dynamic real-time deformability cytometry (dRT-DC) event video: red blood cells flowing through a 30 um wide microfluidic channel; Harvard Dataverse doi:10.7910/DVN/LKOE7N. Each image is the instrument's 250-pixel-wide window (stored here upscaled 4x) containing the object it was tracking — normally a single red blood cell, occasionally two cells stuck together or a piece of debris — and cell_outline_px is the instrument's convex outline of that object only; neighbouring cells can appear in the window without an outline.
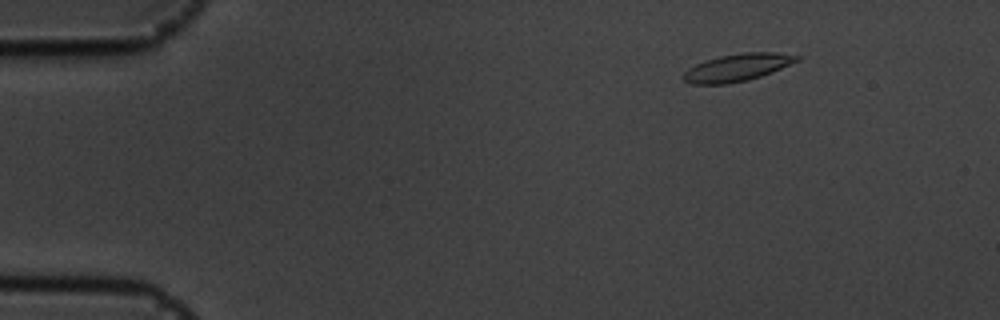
{"species": "common noctule bat (a hibernating species)", "species_latin": "Nyctalus noctula", "temperature_condition": "cold", "stored_images_in_passage": 50, "camera_frame_rate_fps": 3000, "um_per_image_px": 0.085, "animal": {"sex": "male", "body_mass_g": 19.5, "forearm_length_mm": 54.6}, "frame": {"image": 1, "passage_image": 1, "time_ms": 0.0, "image_size_px": [1000, 320], "cell_outline_px": [[800, 60], [760, 76], [748, 80], [728, 84], [692, 84], [684, 80], [680, 76], [688, 68], [704, 60], [720, 56], [744, 52], [776, 52], [800, 56]], "centroid_in_image_um": [62.62, 5.74], "position_along_channel_um": 22.4, "area_um2": 18.09}}
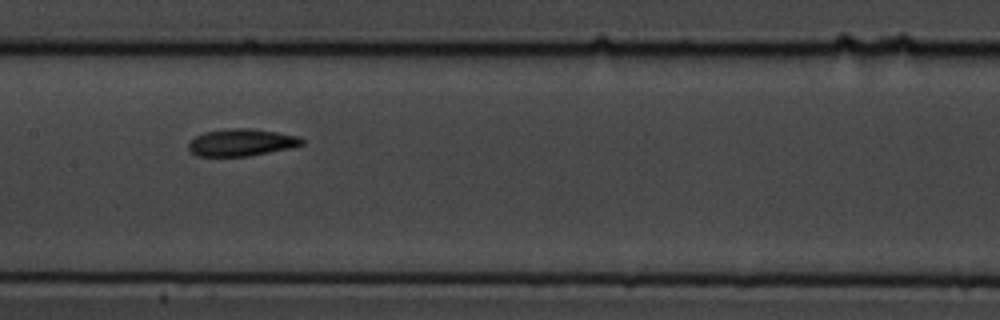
{"frame": {"image": 2, "passage_image": 22, "time_ms": 7.0, "image_size_px": [1000, 320], "cell_outline_px": [[304, 144], [288, 148], [248, 156], [196, 156], [188, 148], [188, 144], [196, 136], [204, 132], [232, 128], [252, 128], [300, 136], [304, 140]], "centroid_in_image_um": [20.53, 12.1], "position_along_channel_um": 186.9, "area_um2": 17.8}}
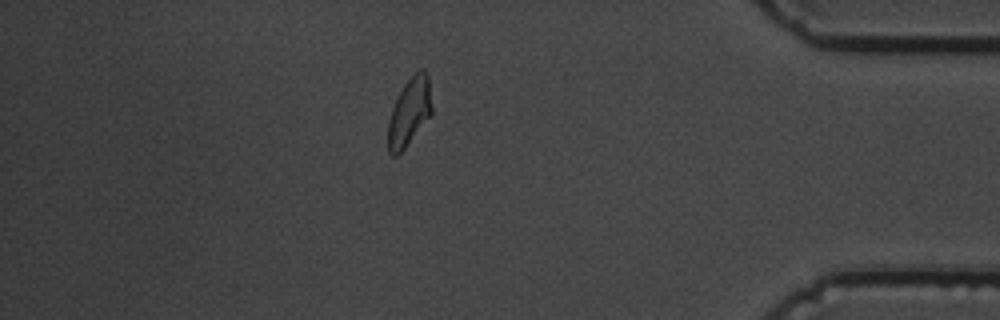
{"frame": {"image": 3, "passage_image": 43, "time_ms": 14.0, "image_size_px": [1000, 320], "cell_outline_px": [[432, 112], [404, 148], [396, 156], [392, 156], [388, 152], [388, 120], [392, 108], [404, 84], [420, 68], [424, 68], [428, 76], [432, 108]], "centroid_in_image_um": [34.78, 9.5], "position_along_channel_um": 400.4, "area_um2": 16.94}, "authors_computed_cell_mechanics": {"area_um2": 17.4267, "velocity_mm_per_s": 3.5485, "shape_relaxation_time_tau1_ms": 5.0289, "shape_relaxation_time_tau2_ms": 3.8856, "deformation_change_tau1": 0.1373, "deformation_change_tau2": 0.086}}